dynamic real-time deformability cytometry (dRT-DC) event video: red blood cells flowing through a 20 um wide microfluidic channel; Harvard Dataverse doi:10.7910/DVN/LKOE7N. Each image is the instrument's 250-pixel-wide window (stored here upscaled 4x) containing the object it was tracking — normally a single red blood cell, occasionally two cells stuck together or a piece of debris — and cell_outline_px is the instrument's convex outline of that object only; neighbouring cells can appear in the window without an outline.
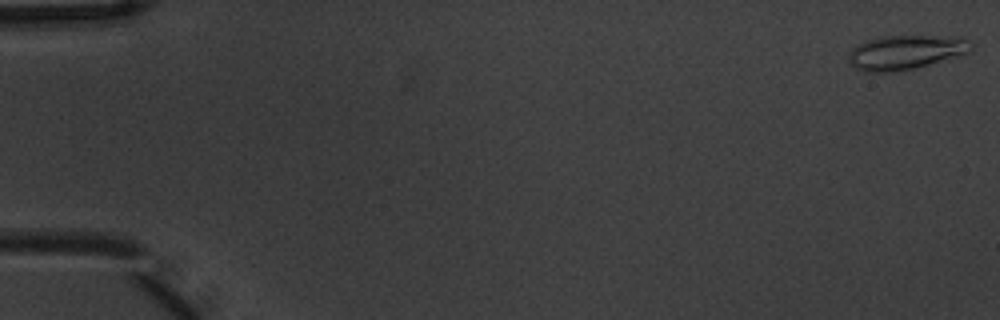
{"species": "common noctule bat (a hibernating species)", "species_latin": "Nyctalus noctula", "temperature_condition": "warm", "stored_images_in_passage": 8, "camera_frame_rate_fps": 3000, "um_per_image_px": 0.085, "animal": {"sex": "male", "body_mass_g": 20.1, "forearm_length_mm": 53.5}, "frame": {"image": 1, "passage_image": 1, "time_ms": 0.0, "image_size_px": [1000, 320], "cell_outline_px": [[972, 48], [964, 56], [912, 68], [892, 72], [864, 72], [848, 64], [848, 52], [856, 44], [880, 36], [956, 36], [968, 40], [972, 44]], "centroid_in_image_um": [76.97, 4.44], "position_along_channel_um": 8.0, "area_um2": 24.85}}
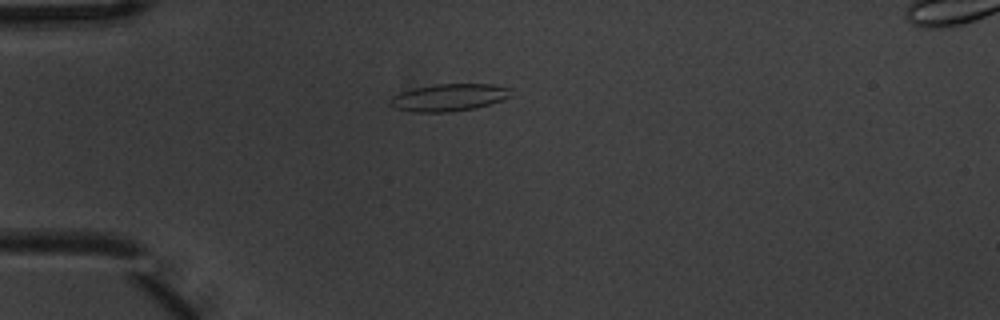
{"frame": {"image": 2, "passage_image": 5, "time_ms": 1.333, "image_size_px": [1000, 320], "cell_outline_px": [[512, 96], [476, 108], [452, 112], [408, 112], [392, 108], [388, 104], [388, 100], [392, 96], [400, 92], [412, 88], [436, 84], [492, 84], [512, 88]], "centroid_in_image_um": [38.1, 8.29], "position_along_channel_um": 46.9, "area_um2": 19.59}}
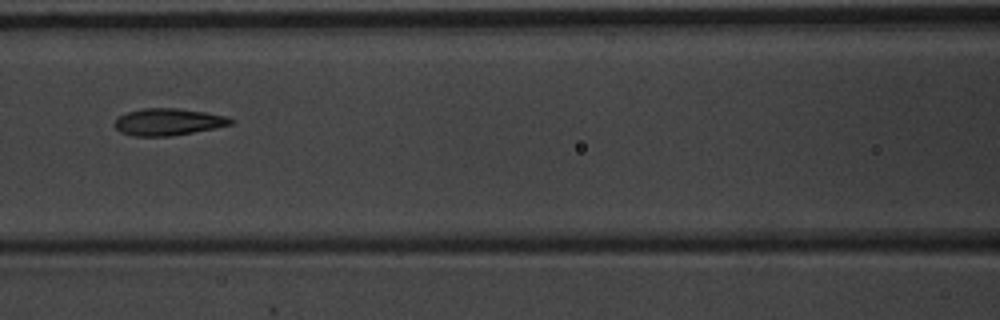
{"frame": {"image": 3, "passage_image": 8, "time_ms": 2.333, "image_size_px": [1000, 320], "cell_outline_px": [[236, 120], [232, 124], [216, 128], [172, 136], [132, 136], [120, 132], [112, 124], [120, 116], [128, 112], [144, 108], [176, 108], [204, 112], [228, 116]], "centroid_in_image_um": [14.32, 10.37], "position_along_channel_um": 152.3, "area_um2": 18.32}}